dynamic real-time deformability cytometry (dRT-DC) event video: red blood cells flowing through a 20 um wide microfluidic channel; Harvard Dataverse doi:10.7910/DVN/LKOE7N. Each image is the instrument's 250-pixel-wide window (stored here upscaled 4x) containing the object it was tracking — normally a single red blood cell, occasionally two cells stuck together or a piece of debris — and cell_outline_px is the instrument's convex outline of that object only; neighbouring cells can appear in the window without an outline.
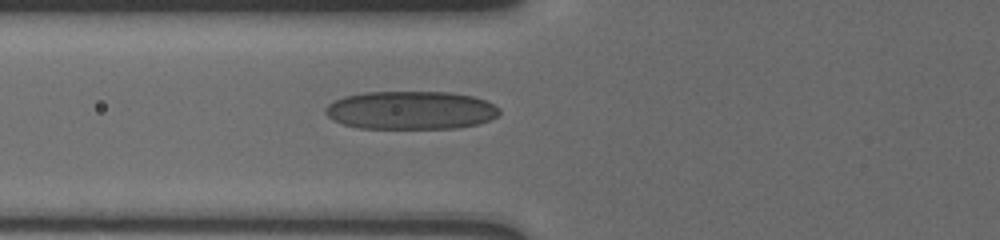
{"species": "human", "species_latin": "Homo sapiens", "temperature_condition": "cold", "stored_images_in_passage": 13, "camera_frame_rate_fps": 3000, "um_per_image_px": 0.085, "donor": {"sex": "male"}, "frame": {"image": 1, "passage_image": 8, "time_ms": 7.0, "image_size_px": [1000, 240], "cell_outline_px": [[500, 112], [496, 116], [488, 120], [476, 124], [456, 128], [360, 128], [344, 124], [332, 120], [324, 112], [324, 108], [328, 104], [344, 96], [364, 92], [452, 92], [472, 96], [484, 100], [500, 108]], "centroid_in_image_um": [34.89, 9.36], "position_along_channel_um": 90.9, "area_um2": 38.73}}
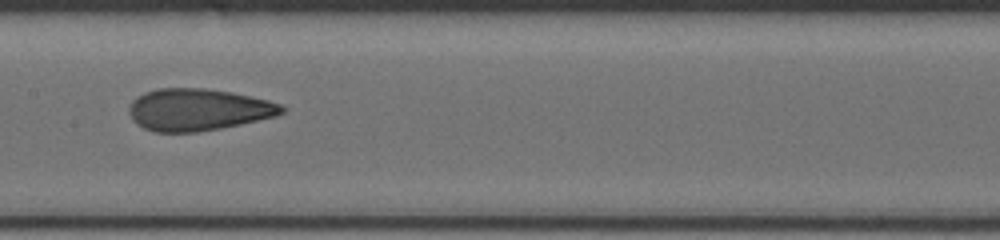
{"frame": {"image": 2, "passage_image": 11, "time_ms": 9.667, "image_size_px": [1000, 240], "cell_outline_px": [[284, 112], [276, 116], [240, 124], [220, 128], [196, 132], [152, 132], [136, 124], [132, 120], [128, 112], [128, 108], [132, 100], [136, 96], [144, 92], [156, 88], [204, 88], [232, 92], [268, 100], [280, 104], [284, 108]], "centroid_in_image_um": [16.78, 9.32], "position_along_channel_um": 190.6, "area_um2": 37.51}}
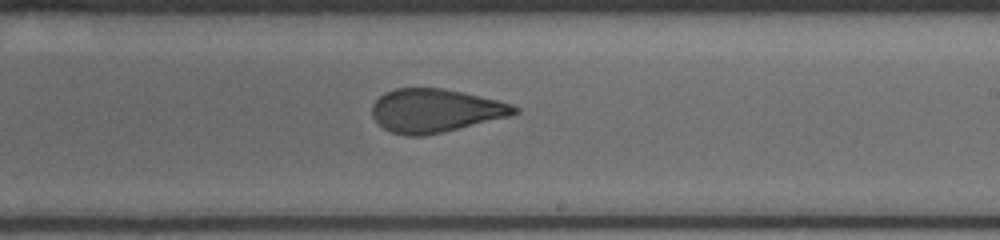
{"frame": {"image": 3, "passage_image": 13, "time_ms": 11.333, "image_size_px": [1000, 240], "cell_outline_px": [[520, 112], [512, 116], [444, 132], [424, 136], [404, 136], [392, 132], [384, 128], [372, 116], [372, 104], [384, 92], [396, 88], [440, 88], [460, 92], [496, 100], [512, 104], [520, 108]], "centroid_in_image_um": [37.02, 9.41], "position_along_channel_um": 252.0, "area_um2": 36.07}}